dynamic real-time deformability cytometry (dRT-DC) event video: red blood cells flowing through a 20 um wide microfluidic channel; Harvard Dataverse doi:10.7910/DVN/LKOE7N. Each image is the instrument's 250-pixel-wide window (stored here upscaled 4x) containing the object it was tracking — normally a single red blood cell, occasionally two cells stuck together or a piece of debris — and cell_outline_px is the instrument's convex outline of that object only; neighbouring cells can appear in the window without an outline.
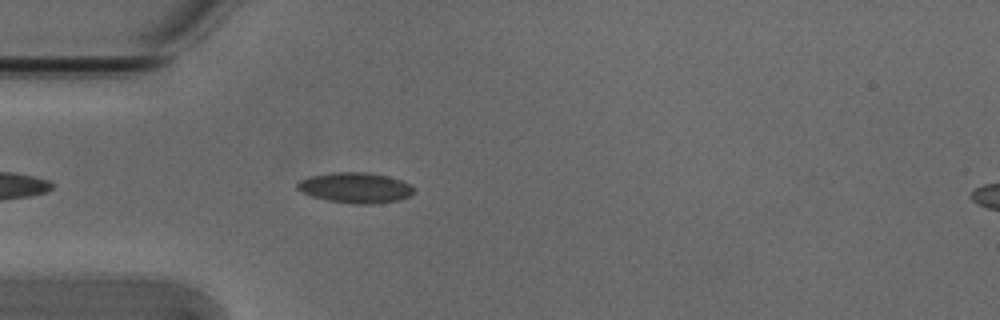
{"species": "Egyptian fruit bat (a non-hibernating species)", "species_latin": "Rousettus aegyptiacus", "temperature_condition": "cold", "stored_images_in_passage": 43, "camera_frame_rate_fps": 3000, "um_per_image_px": 0.085, "animal": {"sex": "male"}, "frame": {"image": 1, "passage_image": 5, "time_ms": 1.333, "image_size_px": [1000, 320], "cell_outline_px": [[412, 192], [408, 196], [396, 200], [372, 204], [352, 204], [328, 200], [312, 196], [296, 188], [296, 184], [300, 180], [312, 176], [332, 172], [368, 172], [400, 180], [408, 184], [412, 188]], "centroid_in_image_um": [30.15, 15.95], "position_along_channel_um": 54.8, "area_um2": 20.23}}
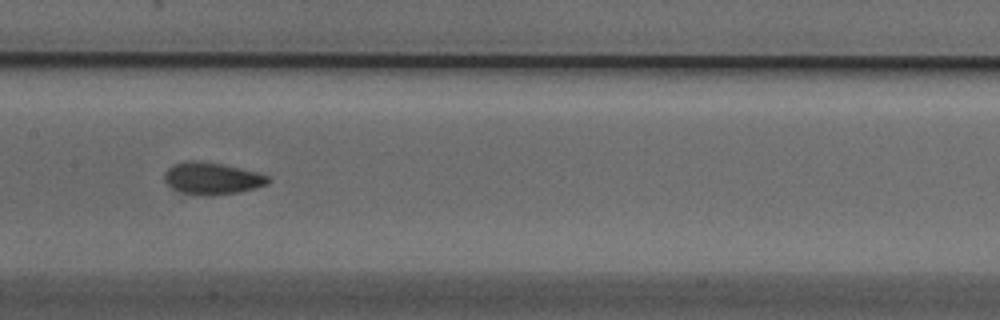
{"frame": {"image": 2, "passage_image": 16, "time_ms": 5.0, "image_size_px": [1000, 320], "cell_outline_px": [[272, 180], [268, 184], [236, 192], [200, 196], [192, 196], [172, 188], [164, 180], [164, 172], [172, 164], [188, 160], [200, 160], [240, 168], [256, 172], [268, 176]], "centroid_in_image_um": [17.97, 15.15], "position_along_channel_um": 189.4, "area_um2": 19.31}}
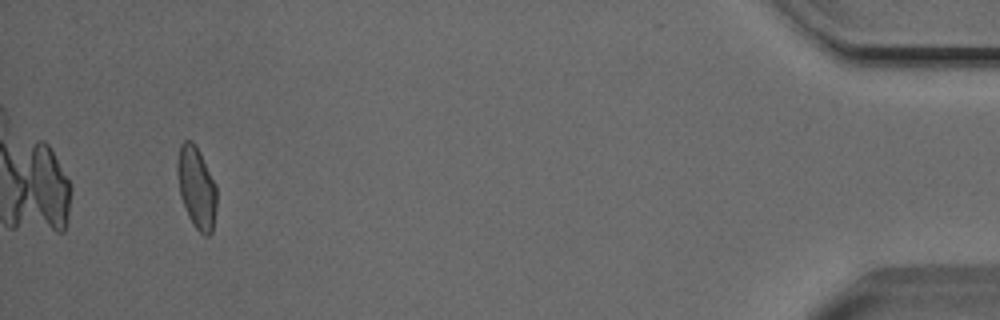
{"frame": {"image": 3, "passage_image": 40, "time_ms": 13.0, "image_size_px": [1000, 320], "cell_outline_px": [[216, 208], [212, 232], [208, 236], [204, 236], [192, 224], [188, 216], [180, 196], [176, 168], [176, 160], [180, 144], [184, 140], [192, 140], [196, 144], [216, 184]], "centroid_in_image_um": [16.69, 15.91], "position_along_channel_um": 418.5, "area_um2": 19.02}, "authors_computed_cell_mechanics": {"area_um2": 18.8428, "velocity_mm_per_s": 3.8362, "shape_relaxation_time_tau1_ms": 5.8554, "shape_relaxation_time_tau2_ms": 1.6464, "deformation_change_tau1": 0.1383, "deformation_change_tau2": 0.06}}